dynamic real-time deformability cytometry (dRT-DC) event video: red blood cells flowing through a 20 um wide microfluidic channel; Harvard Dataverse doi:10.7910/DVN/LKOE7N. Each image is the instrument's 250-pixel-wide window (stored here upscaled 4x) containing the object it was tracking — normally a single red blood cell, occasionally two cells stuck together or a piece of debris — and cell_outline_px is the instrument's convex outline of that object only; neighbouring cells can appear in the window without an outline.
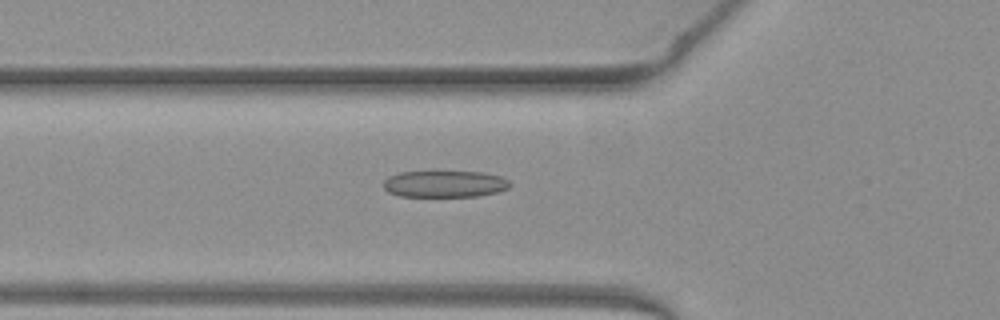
{"species": "common noctule bat (a hibernating species)", "species_latin": "Nyctalus noctula", "temperature_condition": "warm", "stored_images_in_passage": 49, "camera_frame_rate_fps": 3000, "um_per_image_px": 0.085, "animal": {"sex": "female", "body_mass_g": 19.3, "forearm_length_mm": 54.1}, "frame": {"image": 1, "passage_image": 18, "time_ms": 5.667, "image_size_px": [1000, 320], "cell_outline_px": [[512, 184], [508, 188], [496, 192], [476, 196], [400, 196], [388, 192], [384, 188], [384, 180], [388, 176], [400, 172], [484, 172], [500, 176], [508, 180]], "centroid_in_image_um": [37.79, 15.63], "position_along_channel_um": 88.0, "area_um2": 19.54}}
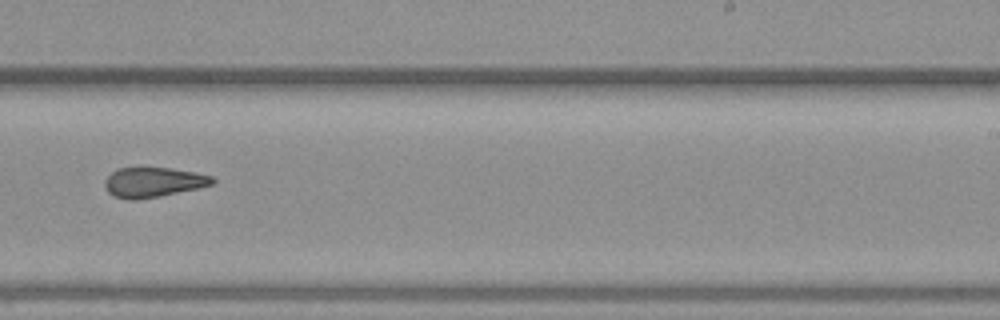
{"frame": {"image": 2, "passage_image": 32, "time_ms": 10.333, "image_size_px": [1000, 320], "cell_outline_px": [[216, 180], [212, 184], [200, 188], [136, 200], [128, 200], [116, 196], [108, 192], [104, 184], [108, 176], [112, 172], [120, 168], [172, 168], [196, 172], [212, 176]], "centroid_in_image_um": [13.06, 15.49], "position_along_channel_um": 275.9, "area_um2": 18.55}}
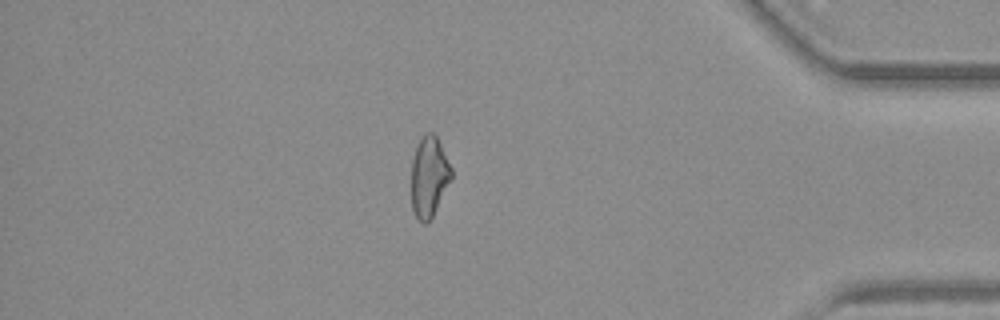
{"frame": {"image": 3, "passage_image": 44, "time_ms": 14.333, "image_size_px": [1000, 320], "cell_outline_px": [[452, 180], [428, 224], [424, 224], [416, 216], [412, 208], [412, 160], [416, 148], [420, 140], [428, 132], [432, 132], [436, 136], [452, 168]], "centroid_in_image_um": [36.49, 15.05], "position_along_channel_um": 398.7, "area_um2": 18.61}}